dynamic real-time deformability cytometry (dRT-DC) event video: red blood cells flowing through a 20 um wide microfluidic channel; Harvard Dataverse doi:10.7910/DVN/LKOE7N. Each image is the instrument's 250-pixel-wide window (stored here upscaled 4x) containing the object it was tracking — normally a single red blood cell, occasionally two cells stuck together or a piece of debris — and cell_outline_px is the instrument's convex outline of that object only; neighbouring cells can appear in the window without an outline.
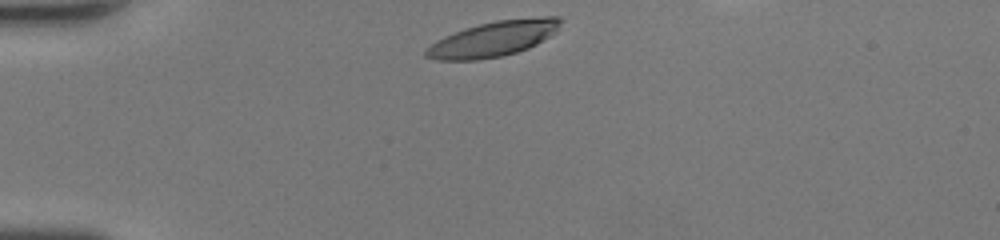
{"species": "human", "species_latin": "Homo sapiens", "temperature_condition": "room temperature", "stored_images_in_passage": 29, "camera_frame_rate_fps": 3000, "um_per_image_px": 0.085, "donor": {"sex": "female"}, "frame": {"image": 1, "passage_image": 1, "time_ms": 0.0, "image_size_px": [1000, 240], "cell_outline_px": [[564, 20], [556, 32], [536, 44], [528, 48], [504, 56], [476, 60], [436, 60], [424, 56], [424, 52], [436, 40], [444, 36], [464, 28], [496, 20], [544, 16], [560, 16]], "centroid_in_image_um": [41.97, 3.29], "position_along_channel_um": 43.0, "area_um2": 27.8}}
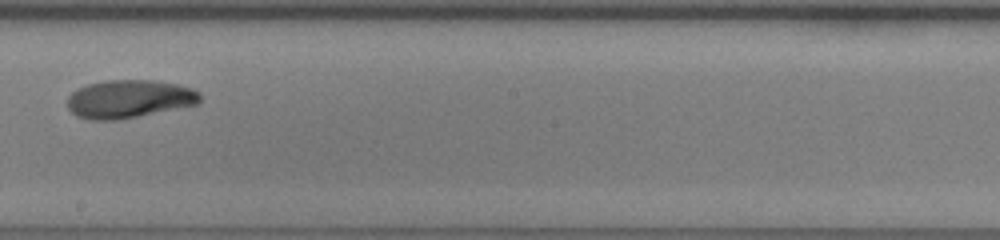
{"frame": {"image": 2, "passage_image": 17, "time_ms": 5.333, "image_size_px": [1000, 240], "cell_outline_px": [[200, 100], [196, 104], [116, 120], [92, 120], [76, 116], [68, 108], [68, 96], [76, 88], [88, 84], [104, 80], [156, 80], [176, 84], [192, 88], [200, 92]], "centroid_in_image_um": [10.93, 8.39], "position_along_channel_um": 237.3, "area_um2": 29.3}}
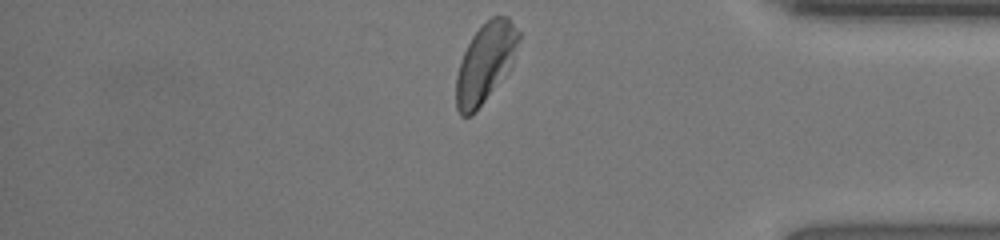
{"frame": {"image": 3, "passage_image": 29, "time_ms": 9.333, "image_size_px": [1000, 240], "cell_outline_px": [[520, 40], [512, 64], [508, 72], [476, 112], [472, 116], [460, 116], [456, 108], [456, 76], [460, 60], [472, 36], [492, 16], [508, 16], [520, 32]], "centroid_in_image_um": [41.26, 5.37], "position_along_channel_um": 393.9, "area_um2": 29.02}, "authors_computed_cell_mechanics": {"area_um2": 29.3624, "velocity_mm_per_s": 4.4171, "shape_relaxation_time_tau1_ms": 3.3442, "shape_relaxation_time_tau2_ms": 2.3602, "deformation_change_tau1": 0.1596, "deformation_change_tau2": 0.0575}}